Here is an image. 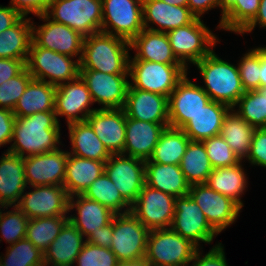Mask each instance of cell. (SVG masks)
Instances as JSON below:
<instances>
[{
    "label": "cell",
    "mask_w": 266,
    "mask_h": 266,
    "mask_svg": "<svg viewBox=\"0 0 266 266\" xmlns=\"http://www.w3.org/2000/svg\"><path fill=\"white\" fill-rule=\"evenodd\" d=\"M167 126L169 124L145 122L126 116L123 154L144 161L149 160L160 135Z\"/></svg>",
    "instance_id": "cb8c5ba5"
},
{
    "label": "cell",
    "mask_w": 266,
    "mask_h": 266,
    "mask_svg": "<svg viewBox=\"0 0 266 266\" xmlns=\"http://www.w3.org/2000/svg\"><path fill=\"white\" fill-rule=\"evenodd\" d=\"M79 76L90 91L93 102L102 105L101 109L124 107L130 86L129 74H108L91 69H80Z\"/></svg>",
    "instance_id": "5bb4252c"
},
{
    "label": "cell",
    "mask_w": 266,
    "mask_h": 266,
    "mask_svg": "<svg viewBox=\"0 0 266 266\" xmlns=\"http://www.w3.org/2000/svg\"><path fill=\"white\" fill-rule=\"evenodd\" d=\"M260 0H219L220 29L240 33L257 15Z\"/></svg>",
    "instance_id": "8d00e7d4"
},
{
    "label": "cell",
    "mask_w": 266,
    "mask_h": 266,
    "mask_svg": "<svg viewBox=\"0 0 266 266\" xmlns=\"http://www.w3.org/2000/svg\"><path fill=\"white\" fill-rule=\"evenodd\" d=\"M143 29L142 0H102L101 32L131 42Z\"/></svg>",
    "instance_id": "9c48e42d"
},
{
    "label": "cell",
    "mask_w": 266,
    "mask_h": 266,
    "mask_svg": "<svg viewBox=\"0 0 266 266\" xmlns=\"http://www.w3.org/2000/svg\"><path fill=\"white\" fill-rule=\"evenodd\" d=\"M189 195L218 234L236 221L242 209L230 197L212 190L206 183L190 185Z\"/></svg>",
    "instance_id": "7c38bea8"
},
{
    "label": "cell",
    "mask_w": 266,
    "mask_h": 266,
    "mask_svg": "<svg viewBox=\"0 0 266 266\" xmlns=\"http://www.w3.org/2000/svg\"><path fill=\"white\" fill-rule=\"evenodd\" d=\"M130 42L104 32L84 37L80 69L129 74Z\"/></svg>",
    "instance_id": "7a4b0ae2"
},
{
    "label": "cell",
    "mask_w": 266,
    "mask_h": 266,
    "mask_svg": "<svg viewBox=\"0 0 266 266\" xmlns=\"http://www.w3.org/2000/svg\"><path fill=\"white\" fill-rule=\"evenodd\" d=\"M85 237L68 220L44 254V266H74Z\"/></svg>",
    "instance_id": "484cf974"
},
{
    "label": "cell",
    "mask_w": 266,
    "mask_h": 266,
    "mask_svg": "<svg viewBox=\"0 0 266 266\" xmlns=\"http://www.w3.org/2000/svg\"><path fill=\"white\" fill-rule=\"evenodd\" d=\"M23 192L17 207L28 217L44 218L66 215L69 212V195L62 185L32 186Z\"/></svg>",
    "instance_id": "e0dca14e"
},
{
    "label": "cell",
    "mask_w": 266,
    "mask_h": 266,
    "mask_svg": "<svg viewBox=\"0 0 266 266\" xmlns=\"http://www.w3.org/2000/svg\"><path fill=\"white\" fill-rule=\"evenodd\" d=\"M242 161L231 167L214 168L209 174L206 184L214 191L230 197L241 207V196L247 189V179L242 167Z\"/></svg>",
    "instance_id": "e575fe53"
},
{
    "label": "cell",
    "mask_w": 266,
    "mask_h": 266,
    "mask_svg": "<svg viewBox=\"0 0 266 266\" xmlns=\"http://www.w3.org/2000/svg\"><path fill=\"white\" fill-rule=\"evenodd\" d=\"M202 142L213 169L231 167L241 162L221 135L212 136Z\"/></svg>",
    "instance_id": "f6af8a7d"
},
{
    "label": "cell",
    "mask_w": 266,
    "mask_h": 266,
    "mask_svg": "<svg viewBox=\"0 0 266 266\" xmlns=\"http://www.w3.org/2000/svg\"><path fill=\"white\" fill-rule=\"evenodd\" d=\"M260 88L266 87V47H260Z\"/></svg>",
    "instance_id": "91938a15"
},
{
    "label": "cell",
    "mask_w": 266,
    "mask_h": 266,
    "mask_svg": "<svg viewBox=\"0 0 266 266\" xmlns=\"http://www.w3.org/2000/svg\"><path fill=\"white\" fill-rule=\"evenodd\" d=\"M142 13L145 29L163 33L192 23L197 18L188 7L170 5L162 0H142ZM151 23L157 24L158 28L150 26Z\"/></svg>",
    "instance_id": "603a6c76"
},
{
    "label": "cell",
    "mask_w": 266,
    "mask_h": 266,
    "mask_svg": "<svg viewBox=\"0 0 266 266\" xmlns=\"http://www.w3.org/2000/svg\"><path fill=\"white\" fill-rule=\"evenodd\" d=\"M255 129L231 108L223 119L220 135L242 161L250 151Z\"/></svg>",
    "instance_id": "d590c367"
},
{
    "label": "cell",
    "mask_w": 266,
    "mask_h": 266,
    "mask_svg": "<svg viewBox=\"0 0 266 266\" xmlns=\"http://www.w3.org/2000/svg\"><path fill=\"white\" fill-rule=\"evenodd\" d=\"M2 157V158H1ZM0 157V201L17 206L24 190L29 188L25 179L24 158L7 151Z\"/></svg>",
    "instance_id": "4316f807"
},
{
    "label": "cell",
    "mask_w": 266,
    "mask_h": 266,
    "mask_svg": "<svg viewBox=\"0 0 266 266\" xmlns=\"http://www.w3.org/2000/svg\"><path fill=\"white\" fill-rule=\"evenodd\" d=\"M68 209L69 212L72 209H76L77 214L75 216L70 215L68 218L76 229L86 238L92 232L98 231V228L109 224L115 215L114 212L101 203L82 195L69 197Z\"/></svg>",
    "instance_id": "d4e9b609"
},
{
    "label": "cell",
    "mask_w": 266,
    "mask_h": 266,
    "mask_svg": "<svg viewBox=\"0 0 266 266\" xmlns=\"http://www.w3.org/2000/svg\"><path fill=\"white\" fill-rule=\"evenodd\" d=\"M92 104L94 102L91 93L80 76L57 86L54 112L57 119L59 116H66L67 125L86 121V118L97 109H90Z\"/></svg>",
    "instance_id": "d6986e66"
},
{
    "label": "cell",
    "mask_w": 266,
    "mask_h": 266,
    "mask_svg": "<svg viewBox=\"0 0 266 266\" xmlns=\"http://www.w3.org/2000/svg\"><path fill=\"white\" fill-rule=\"evenodd\" d=\"M180 168L190 185L206 183L213 167L202 141H189Z\"/></svg>",
    "instance_id": "f35d334b"
},
{
    "label": "cell",
    "mask_w": 266,
    "mask_h": 266,
    "mask_svg": "<svg viewBox=\"0 0 266 266\" xmlns=\"http://www.w3.org/2000/svg\"><path fill=\"white\" fill-rule=\"evenodd\" d=\"M174 207L175 213L170 227L173 231L198 248L201 242L212 243L218 233L207 222L204 213L189 194L175 198Z\"/></svg>",
    "instance_id": "4fadbf2b"
},
{
    "label": "cell",
    "mask_w": 266,
    "mask_h": 266,
    "mask_svg": "<svg viewBox=\"0 0 266 266\" xmlns=\"http://www.w3.org/2000/svg\"><path fill=\"white\" fill-rule=\"evenodd\" d=\"M149 230L131 213L115 214L111 251L119 262L145 257Z\"/></svg>",
    "instance_id": "30bf717a"
},
{
    "label": "cell",
    "mask_w": 266,
    "mask_h": 266,
    "mask_svg": "<svg viewBox=\"0 0 266 266\" xmlns=\"http://www.w3.org/2000/svg\"><path fill=\"white\" fill-rule=\"evenodd\" d=\"M145 184L175 198L188 195L190 190V184L180 165L160 164L149 160L145 161Z\"/></svg>",
    "instance_id": "f546056e"
},
{
    "label": "cell",
    "mask_w": 266,
    "mask_h": 266,
    "mask_svg": "<svg viewBox=\"0 0 266 266\" xmlns=\"http://www.w3.org/2000/svg\"><path fill=\"white\" fill-rule=\"evenodd\" d=\"M113 235V219L112 221L98 228V231L92 232L87 238L86 242L95 246L111 249Z\"/></svg>",
    "instance_id": "11a10c76"
},
{
    "label": "cell",
    "mask_w": 266,
    "mask_h": 266,
    "mask_svg": "<svg viewBox=\"0 0 266 266\" xmlns=\"http://www.w3.org/2000/svg\"><path fill=\"white\" fill-rule=\"evenodd\" d=\"M86 121L110 154H123L126 132V114L123 108L96 109Z\"/></svg>",
    "instance_id": "44dd1931"
},
{
    "label": "cell",
    "mask_w": 266,
    "mask_h": 266,
    "mask_svg": "<svg viewBox=\"0 0 266 266\" xmlns=\"http://www.w3.org/2000/svg\"><path fill=\"white\" fill-rule=\"evenodd\" d=\"M187 7L197 18H200L206 11L219 7V0H188Z\"/></svg>",
    "instance_id": "6f0895ef"
},
{
    "label": "cell",
    "mask_w": 266,
    "mask_h": 266,
    "mask_svg": "<svg viewBox=\"0 0 266 266\" xmlns=\"http://www.w3.org/2000/svg\"><path fill=\"white\" fill-rule=\"evenodd\" d=\"M57 86L32 78L13 113L16 117H25L38 112L54 111Z\"/></svg>",
    "instance_id": "1f68e13d"
},
{
    "label": "cell",
    "mask_w": 266,
    "mask_h": 266,
    "mask_svg": "<svg viewBox=\"0 0 266 266\" xmlns=\"http://www.w3.org/2000/svg\"><path fill=\"white\" fill-rule=\"evenodd\" d=\"M26 61L0 58V85L20 74L26 68Z\"/></svg>",
    "instance_id": "db71d44e"
},
{
    "label": "cell",
    "mask_w": 266,
    "mask_h": 266,
    "mask_svg": "<svg viewBox=\"0 0 266 266\" xmlns=\"http://www.w3.org/2000/svg\"><path fill=\"white\" fill-rule=\"evenodd\" d=\"M175 197L144 185L131 213L150 231L170 228L175 213Z\"/></svg>",
    "instance_id": "8fae6325"
},
{
    "label": "cell",
    "mask_w": 266,
    "mask_h": 266,
    "mask_svg": "<svg viewBox=\"0 0 266 266\" xmlns=\"http://www.w3.org/2000/svg\"><path fill=\"white\" fill-rule=\"evenodd\" d=\"M238 69L245 92L258 90L260 88V47L246 52L239 60Z\"/></svg>",
    "instance_id": "bcb514c9"
},
{
    "label": "cell",
    "mask_w": 266,
    "mask_h": 266,
    "mask_svg": "<svg viewBox=\"0 0 266 266\" xmlns=\"http://www.w3.org/2000/svg\"><path fill=\"white\" fill-rule=\"evenodd\" d=\"M191 262H193L191 266H228L224 247L220 242L213 246L204 256H202V253L198 249Z\"/></svg>",
    "instance_id": "f907efd6"
},
{
    "label": "cell",
    "mask_w": 266,
    "mask_h": 266,
    "mask_svg": "<svg viewBox=\"0 0 266 266\" xmlns=\"http://www.w3.org/2000/svg\"><path fill=\"white\" fill-rule=\"evenodd\" d=\"M68 220V215L29 219L25 238L44 253Z\"/></svg>",
    "instance_id": "60d3db41"
},
{
    "label": "cell",
    "mask_w": 266,
    "mask_h": 266,
    "mask_svg": "<svg viewBox=\"0 0 266 266\" xmlns=\"http://www.w3.org/2000/svg\"><path fill=\"white\" fill-rule=\"evenodd\" d=\"M162 1L170 5H176V6H182V7L188 6V0H162Z\"/></svg>",
    "instance_id": "6125c7cd"
},
{
    "label": "cell",
    "mask_w": 266,
    "mask_h": 266,
    "mask_svg": "<svg viewBox=\"0 0 266 266\" xmlns=\"http://www.w3.org/2000/svg\"><path fill=\"white\" fill-rule=\"evenodd\" d=\"M119 266H151L145 257L135 260L119 262Z\"/></svg>",
    "instance_id": "94428289"
},
{
    "label": "cell",
    "mask_w": 266,
    "mask_h": 266,
    "mask_svg": "<svg viewBox=\"0 0 266 266\" xmlns=\"http://www.w3.org/2000/svg\"><path fill=\"white\" fill-rule=\"evenodd\" d=\"M123 109L129 118L157 124H169L167 96L129 86Z\"/></svg>",
    "instance_id": "7402d4cb"
},
{
    "label": "cell",
    "mask_w": 266,
    "mask_h": 266,
    "mask_svg": "<svg viewBox=\"0 0 266 266\" xmlns=\"http://www.w3.org/2000/svg\"><path fill=\"white\" fill-rule=\"evenodd\" d=\"M45 14L84 37L101 32L102 0H50Z\"/></svg>",
    "instance_id": "277c9868"
},
{
    "label": "cell",
    "mask_w": 266,
    "mask_h": 266,
    "mask_svg": "<svg viewBox=\"0 0 266 266\" xmlns=\"http://www.w3.org/2000/svg\"><path fill=\"white\" fill-rule=\"evenodd\" d=\"M21 17L12 6H0V33L13 26Z\"/></svg>",
    "instance_id": "9f6ffc18"
},
{
    "label": "cell",
    "mask_w": 266,
    "mask_h": 266,
    "mask_svg": "<svg viewBox=\"0 0 266 266\" xmlns=\"http://www.w3.org/2000/svg\"><path fill=\"white\" fill-rule=\"evenodd\" d=\"M257 24L263 29L266 28V0H260L257 15L239 34L251 33Z\"/></svg>",
    "instance_id": "680465c9"
},
{
    "label": "cell",
    "mask_w": 266,
    "mask_h": 266,
    "mask_svg": "<svg viewBox=\"0 0 266 266\" xmlns=\"http://www.w3.org/2000/svg\"><path fill=\"white\" fill-rule=\"evenodd\" d=\"M130 87L169 97L178 82L188 73L182 64H162L129 60Z\"/></svg>",
    "instance_id": "ba28073f"
},
{
    "label": "cell",
    "mask_w": 266,
    "mask_h": 266,
    "mask_svg": "<svg viewBox=\"0 0 266 266\" xmlns=\"http://www.w3.org/2000/svg\"><path fill=\"white\" fill-rule=\"evenodd\" d=\"M50 0H11L9 5L18 11L22 16L43 15L46 13Z\"/></svg>",
    "instance_id": "816d5d0a"
},
{
    "label": "cell",
    "mask_w": 266,
    "mask_h": 266,
    "mask_svg": "<svg viewBox=\"0 0 266 266\" xmlns=\"http://www.w3.org/2000/svg\"><path fill=\"white\" fill-rule=\"evenodd\" d=\"M177 60L186 68L207 56L219 39L209 30L201 18L166 33ZM189 62V63H187Z\"/></svg>",
    "instance_id": "8992f818"
},
{
    "label": "cell",
    "mask_w": 266,
    "mask_h": 266,
    "mask_svg": "<svg viewBox=\"0 0 266 266\" xmlns=\"http://www.w3.org/2000/svg\"><path fill=\"white\" fill-rule=\"evenodd\" d=\"M77 266H119V261L111 249L85 243L76 257Z\"/></svg>",
    "instance_id": "c3c4849f"
},
{
    "label": "cell",
    "mask_w": 266,
    "mask_h": 266,
    "mask_svg": "<svg viewBox=\"0 0 266 266\" xmlns=\"http://www.w3.org/2000/svg\"><path fill=\"white\" fill-rule=\"evenodd\" d=\"M190 139L180 128L167 126L160 135L149 161L180 165Z\"/></svg>",
    "instance_id": "74e56055"
},
{
    "label": "cell",
    "mask_w": 266,
    "mask_h": 266,
    "mask_svg": "<svg viewBox=\"0 0 266 266\" xmlns=\"http://www.w3.org/2000/svg\"><path fill=\"white\" fill-rule=\"evenodd\" d=\"M73 58L39 47L32 41L26 68L34 79L58 86L79 76L80 62L78 59L73 61Z\"/></svg>",
    "instance_id": "52a82bcc"
},
{
    "label": "cell",
    "mask_w": 266,
    "mask_h": 266,
    "mask_svg": "<svg viewBox=\"0 0 266 266\" xmlns=\"http://www.w3.org/2000/svg\"><path fill=\"white\" fill-rule=\"evenodd\" d=\"M82 196L101 203L115 214L131 211V205L122 197L105 172L92 182Z\"/></svg>",
    "instance_id": "ab89813d"
},
{
    "label": "cell",
    "mask_w": 266,
    "mask_h": 266,
    "mask_svg": "<svg viewBox=\"0 0 266 266\" xmlns=\"http://www.w3.org/2000/svg\"><path fill=\"white\" fill-rule=\"evenodd\" d=\"M256 166L266 168V128H256L246 160Z\"/></svg>",
    "instance_id": "681fc988"
},
{
    "label": "cell",
    "mask_w": 266,
    "mask_h": 266,
    "mask_svg": "<svg viewBox=\"0 0 266 266\" xmlns=\"http://www.w3.org/2000/svg\"><path fill=\"white\" fill-rule=\"evenodd\" d=\"M13 211L9 210L0 218V241L5 239L7 243L14 244L18 240L24 239L28 217L17 207L12 206Z\"/></svg>",
    "instance_id": "ee69618b"
},
{
    "label": "cell",
    "mask_w": 266,
    "mask_h": 266,
    "mask_svg": "<svg viewBox=\"0 0 266 266\" xmlns=\"http://www.w3.org/2000/svg\"><path fill=\"white\" fill-rule=\"evenodd\" d=\"M230 109L226 104L211 100L181 129L191 141H203L220 135L223 119Z\"/></svg>",
    "instance_id": "4dcf8cb0"
},
{
    "label": "cell",
    "mask_w": 266,
    "mask_h": 266,
    "mask_svg": "<svg viewBox=\"0 0 266 266\" xmlns=\"http://www.w3.org/2000/svg\"><path fill=\"white\" fill-rule=\"evenodd\" d=\"M136 50L131 60H143L162 64H181L172 52L166 33L143 29L131 42Z\"/></svg>",
    "instance_id": "83f0119b"
},
{
    "label": "cell",
    "mask_w": 266,
    "mask_h": 266,
    "mask_svg": "<svg viewBox=\"0 0 266 266\" xmlns=\"http://www.w3.org/2000/svg\"><path fill=\"white\" fill-rule=\"evenodd\" d=\"M194 65L203 78L205 87L201 88L210 100L233 108L245 93L238 67L219 58L214 50Z\"/></svg>",
    "instance_id": "3957f363"
},
{
    "label": "cell",
    "mask_w": 266,
    "mask_h": 266,
    "mask_svg": "<svg viewBox=\"0 0 266 266\" xmlns=\"http://www.w3.org/2000/svg\"><path fill=\"white\" fill-rule=\"evenodd\" d=\"M6 249V255L0 256L3 266H44L43 252L26 238L18 240Z\"/></svg>",
    "instance_id": "7bdbcfd3"
},
{
    "label": "cell",
    "mask_w": 266,
    "mask_h": 266,
    "mask_svg": "<svg viewBox=\"0 0 266 266\" xmlns=\"http://www.w3.org/2000/svg\"><path fill=\"white\" fill-rule=\"evenodd\" d=\"M32 43L31 18L22 16L0 33V58L27 60Z\"/></svg>",
    "instance_id": "836d02e7"
},
{
    "label": "cell",
    "mask_w": 266,
    "mask_h": 266,
    "mask_svg": "<svg viewBox=\"0 0 266 266\" xmlns=\"http://www.w3.org/2000/svg\"><path fill=\"white\" fill-rule=\"evenodd\" d=\"M15 119L12 110L0 108V147L12 142Z\"/></svg>",
    "instance_id": "f5cc1de1"
},
{
    "label": "cell",
    "mask_w": 266,
    "mask_h": 266,
    "mask_svg": "<svg viewBox=\"0 0 266 266\" xmlns=\"http://www.w3.org/2000/svg\"><path fill=\"white\" fill-rule=\"evenodd\" d=\"M199 248L171 228L150 230L145 259L151 266H189Z\"/></svg>",
    "instance_id": "5b68a950"
},
{
    "label": "cell",
    "mask_w": 266,
    "mask_h": 266,
    "mask_svg": "<svg viewBox=\"0 0 266 266\" xmlns=\"http://www.w3.org/2000/svg\"><path fill=\"white\" fill-rule=\"evenodd\" d=\"M72 151L69 154L97 161H107L111 154L87 121L68 125Z\"/></svg>",
    "instance_id": "d6a6232c"
},
{
    "label": "cell",
    "mask_w": 266,
    "mask_h": 266,
    "mask_svg": "<svg viewBox=\"0 0 266 266\" xmlns=\"http://www.w3.org/2000/svg\"><path fill=\"white\" fill-rule=\"evenodd\" d=\"M106 161L81 158L68 153L63 186L69 197L82 195L105 172Z\"/></svg>",
    "instance_id": "f1b7e54d"
},
{
    "label": "cell",
    "mask_w": 266,
    "mask_h": 266,
    "mask_svg": "<svg viewBox=\"0 0 266 266\" xmlns=\"http://www.w3.org/2000/svg\"><path fill=\"white\" fill-rule=\"evenodd\" d=\"M60 128L54 111L16 117L12 137L14 143L7 151L23 158L56 151L59 149L57 144L61 143Z\"/></svg>",
    "instance_id": "6da1fadb"
},
{
    "label": "cell",
    "mask_w": 266,
    "mask_h": 266,
    "mask_svg": "<svg viewBox=\"0 0 266 266\" xmlns=\"http://www.w3.org/2000/svg\"><path fill=\"white\" fill-rule=\"evenodd\" d=\"M105 173L132 205L145 185V161L124 154H111L105 163Z\"/></svg>",
    "instance_id": "2e32d148"
},
{
    "label": "cell",
    "mask_w": 266,
    "mask_h": 266,
    "mask_svg": "<svg viewBox=\"0 0 266 266\" xmlns=\"http://www.w3.org/2000/svg\"><path fill=\"white\" fill-rule=\"evenodd\" d=\"M187 74L168 97L169 126L180 129L211 101L201 86L190 81Z\"/></svg>",
    "instance_id": "ac0fdd59"
},
{
    "label": "cell",
    "mask_w": 266,
    "mask_h": 266,
    "mask_svg": "<svg viewBox=\"0 0 266 266\" xmlns=\"http://www.w3.org/2000/svg\"><path fill=\"white\" fill-rule=\"evenodd\" d=\"M8 207H10L7 203L3 202V201H0V208H6L8 209ZM5 214V212L3 213L0 209V218Z\"/></svg>",
    "instance_id": "be15d7a7"
},
{
    "label": "cell",
    "mask_w": 266,
    "mask_h": 266,
    "mask_svg": "<svg viewBox=\"0 0 266 266\" xmlns=\"http://www.w3.org/2000/svg\"><path fill=\"white\" fill-rule=\"evenodd\" d=\"M43 20L42 25H34L32 21V41L39 47L77 57H82L84 36L67 25L53 21L46 15H38Z\"/></svg>",
    "instance_id": "9a60e30c"
},
{
    "label": "cell",
    "mask_w": 266,
    "mask_h": 266,
    "mask_svg": "<svg viewBox=\"0 0 266 266\" xmlns=\"http://www.w3.org/2000/svg\"><path fill=\"white\" fill-rule=\"evenodd\" d=\"M254 128H266V87L245 92L232 109Z\"/></svg>",
    "instance_id": "b9f144b4"
},
{
    "label": "cell",
    "mask_w": 266,
    "mask_h": 266,
    "mask_svg": "<svg viewBox=\"0 0 266 266\" xmlns=\"http://www.w3.org/2000/svg\"><path fill=\"white\" fill-rule=\"evenodd\" d=\"M68 151H56L24 157L27 185L47 186L64 183Z\"/></svg>",
    "instance_id": "ffe728a7"
},
{
    "label": "cell",
    "mask_w": 266,
    "mask_h": 266,
    "mask_svg": "<svg viewBox=\"0 0 266 266\" xmlns=\"http://www.w3.org/2000/svg\"><path fill=\"white\" fill-rule=\"evenodd\" d=\"M33 77L25 68L20 74L0 85V108L13 111L26 86Z\"/></svg>",
    "instance_id": "7dc6e473"
}]
</instances>
